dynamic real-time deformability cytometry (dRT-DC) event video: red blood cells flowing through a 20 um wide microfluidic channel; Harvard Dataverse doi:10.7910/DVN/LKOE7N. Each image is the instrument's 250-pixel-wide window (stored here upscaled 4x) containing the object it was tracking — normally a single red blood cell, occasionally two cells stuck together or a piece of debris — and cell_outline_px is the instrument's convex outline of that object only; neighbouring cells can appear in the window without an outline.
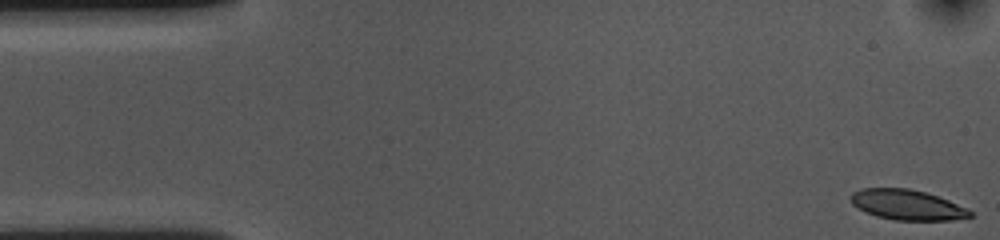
{"species": "common noctule bat (a hibernating species)", "species_latin": "Nyctalus noctula", "temperature_condition": "cold", "stored_images_in_passage": 54, "camera_frame_rate_fps": 3000, "um_per_image_px": 0.085, "animal": {"sex": "female", "body_mass_g": 10.0, "forearm_length_mm": 53.1}, "frame": {"image": 1, "passage_image": 1, "time_ms": 0.0, "image_size_px": [1000, 240], "cell_outline_px": [[972, 216], [952, 220], [892, 220], [876, 216], [852, 204], [852, 192], [860, 188], [908, 188], [924, 192], [948, 200], [968, 208], [972, 212]], "centroid_in_image_um": [77.12, 17.41], "position_along_channel_um": 7.9, "area_um2": 20.81}}
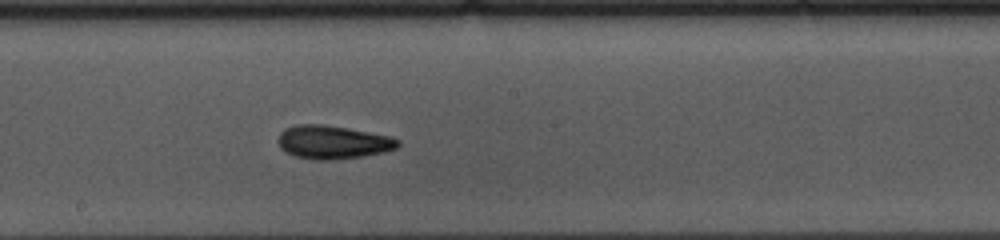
{"frame": {"image": 2, "passage_image": 28, "time_ms": 9.0, "image_size_px": [1000, 240], "cell_outline_px": [[400, 144], [396, 148], [384, 152], [364, 156], [332, 160], [316, 160], [296, 156], [280, 148], [276, 140], [280, 132], [284, 128], [296, 124], [324, 124], [348, 128], [392, 136], [400, 140]], "centroid_in_image_um": [28.29, 12.07], "position_along_channel_um": 219.9, "area_um2": 23.58}}
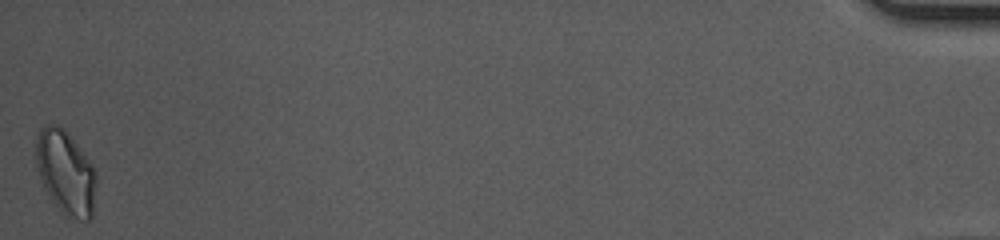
{"frame": {"image": 3, "passage_image": 54, "time_ms": 17.667, "image_size_px": [1000, 240], "cell_outline_px": [[96, 184], [92, 216], [88, 220], [84, 220], [64, 216], [48, 196], [40, 180], [36, 164], [36, 136], [40, 128], [44, 124], [56, 124], [64, 128], [68, 132], [92, 168], [96, 176]], "centroid_in_image_um": [5.54, 14.66], "position_along_channel_um": 429.7, "area_um2": 29.36}, "authors_computed_cell_mechanics": {"area_um2": 22.4264, "velocity_mm_per_s": 3.6008, "shape_relaxation_time_tau1_ms": 4.0142, "shape_relaxation_time_tau2_ms": 5.6351, "deformation_change_tau1": 0.1114, "deformation_change_tau2": 0.1021}}